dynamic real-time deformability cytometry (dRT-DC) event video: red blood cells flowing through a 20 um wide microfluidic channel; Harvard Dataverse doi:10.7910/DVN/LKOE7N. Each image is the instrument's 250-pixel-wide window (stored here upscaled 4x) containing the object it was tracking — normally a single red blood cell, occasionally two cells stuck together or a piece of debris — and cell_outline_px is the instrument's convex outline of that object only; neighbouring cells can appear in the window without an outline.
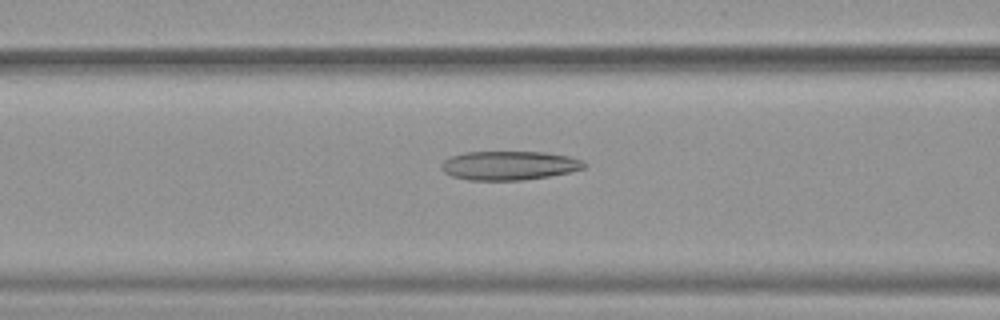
{"species": "common noctule bat (a hibernating species)", "species_latin": "Nyctalus noctula", "temperature_condition": "warm", "stored_images_in_passage": 51, "camera_frame_rate_fps": 3000, "um_per_image_px": 0.085, "animal": {"sex": "female", "body_mass_g": 19.9}, "frame": {"image": 1, "passage_image": 21, "time_ms": 6.667, "image_size_px": [1000, 320], "cell_outline_px": [[588, 164], [584, 168], [568, 172], [548, 176], [524, 180], [468, 180], [452, 176], [444, 172], [440, 168], [440, 164], [448, 156], [464, 152], [544, 152], [568, 156], [584, 160]], "centroid_in_image_um": [43.25, 14.06], "position_along_channel_um": 123.4, "area_um2": 24.28}}
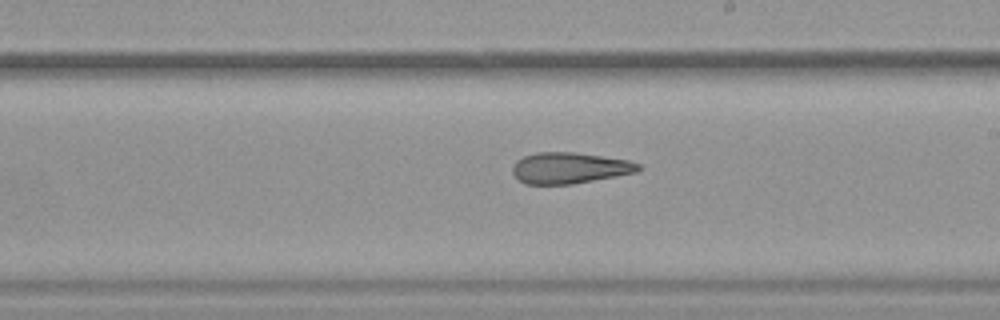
{"frame": {"image": 2, "passage_image": 30, "time_ms": 9.667, "image_size_px": [1000, 320], "cell_outline_px": [[640, 168], [636, 172], [616, 176], [572, 184], [524, 184], [512, 172], [512, 164], [516, 160], [524, 156], [536, 152], [576, 152], [628, 160], [640, 164]], "centroid_in_image_um": [48.38, 14.27], "position_along_channel_um": 240.6, "area_um2": 22.77}}
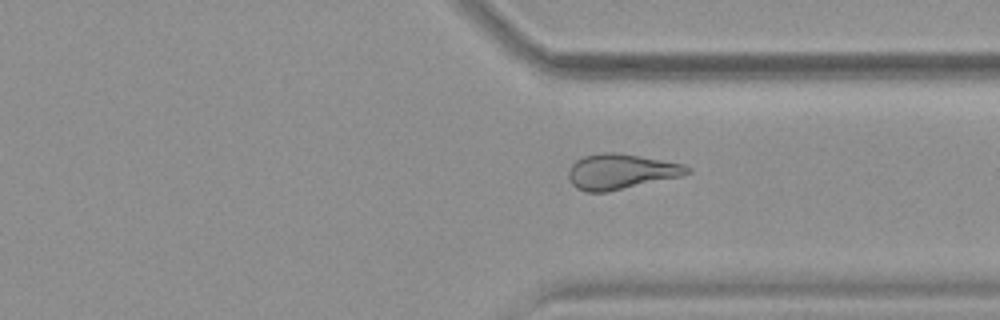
{"frame": {"image": 3, "passage_image": 39, "time_ms": 12.667, "image_size_px": [1000, 320], "cell_outline_px": [[692, 172], [680, 176], [608, 192], [584, 192], [576, 188], [572, 184], [568, 176], [568, 168], [576, 160], [584, 156], [600, 152], [616, 152], [640, 156], [684, 164], [692, 168]], "centroid_in_image_um": [52.75, 14.58], "position_along_channel_um": 358.6, "area_um2": 24.51}, "authors_computed_cell_mechanics": {"area_um2": 25.9522, "velocity_mm_per_s": 3.9182, "shape_relaxation_time_tau1_ms": null, "shape_relaxation_time_tau2_ms": 3.6306, "deformation_change_tau1": null, "deformation_change_tau2": 0.1325}}